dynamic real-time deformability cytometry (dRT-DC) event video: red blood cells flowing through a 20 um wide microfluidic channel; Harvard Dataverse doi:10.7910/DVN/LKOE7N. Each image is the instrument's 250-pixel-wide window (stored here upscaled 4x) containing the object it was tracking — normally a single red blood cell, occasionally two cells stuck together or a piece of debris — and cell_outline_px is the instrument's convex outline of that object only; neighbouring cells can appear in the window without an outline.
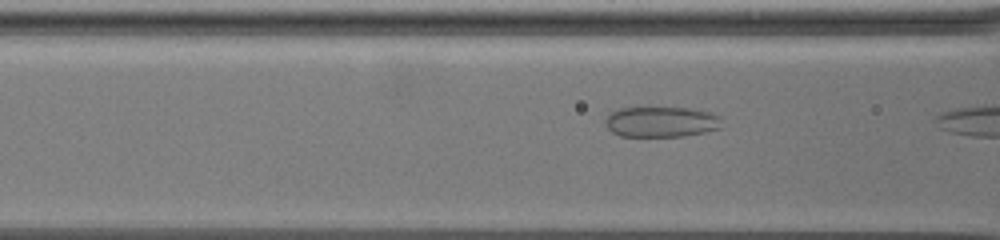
{"species": "common noctule bat (a hibernating species)", "species_latin": "Nyctalus noctula", "temperature_condition": "warm", "stored_images_in_passage": 28, "camera_frame_rate_fps": 3000, "um_per_image_px": 0.085, "animal": {"sex": "female", "body_mass_g": 19.5, "forearm_length_mm": 54.1}, "frame": {"image": 1, "passage_image": 27, "time_ms": 8.667, "image_size_px": [1000, 240], "cell_outline_px": [[720, 128], [704, 132], [684, 136], [620, 136], [612, 132], [604, 124], [604, 120], [608, 112], [620, 108], [640, 104], [648, 104], [688, 108], [712, 112], [720, 116]], "centroid_in_image_um": [56.12, 10.29], "position_along_channel_um": 110.5, "area_um2": 21.91}}